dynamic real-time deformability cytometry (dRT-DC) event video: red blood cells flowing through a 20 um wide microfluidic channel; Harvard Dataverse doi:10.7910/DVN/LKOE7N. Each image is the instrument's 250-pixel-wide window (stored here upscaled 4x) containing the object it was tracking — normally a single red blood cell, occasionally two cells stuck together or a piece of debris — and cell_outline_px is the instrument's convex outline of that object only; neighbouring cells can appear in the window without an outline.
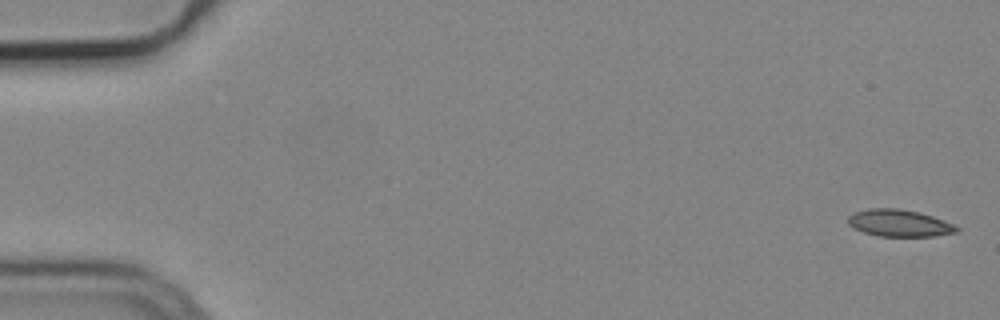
{"species": "common noctule bat (a hibernating species)", "species_latin": "Nyctalus noctula", "temperature_condition": "cold", "stored_images_in_passage": 6, "camera_frame_rate_fps": 3000, "um_per_image_px": 0.085, "animal": {"sex": "male", "body_mass_g": 19.2, "forearm_length_mm": 51.8}, "frame": {"image": 1, "passage_image": 1, "time_ms": 0.0, "image_size_px": [1000, 320], "cell_outline_px": [[960, 232], [936, 236], [880, 236], [864, 232], [848, 224], [848, 216], [856, 212], [868, 208], [896, 208], [920, 212], [944, 220], [960, 228]], "centroid_in_image_um": [76.48, 18.96], "position_along_channel_um": 8.5, "area_um2": 17.05}}
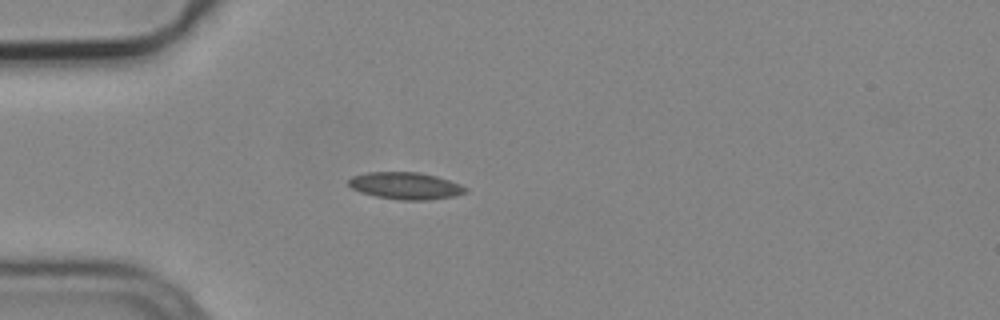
{"frame": {"image": 2, "passage_image": 5, "time_ms": 1.333, "image_size_px": [1000, 320], "cell_outline_px": [[468, 192], [456, 196], [428, 200], [400, 200], [376, 196], [360, 192], [352, 188], [348, 184], [348, 180], [352, 176], [368, 172], [416, 172], [436, 176], [460, 184], [468, 188]], "centroid_in_image_um": [34.49, 15.8], "position_along_channel_um": 50.5, "area_um2": 18.44}}